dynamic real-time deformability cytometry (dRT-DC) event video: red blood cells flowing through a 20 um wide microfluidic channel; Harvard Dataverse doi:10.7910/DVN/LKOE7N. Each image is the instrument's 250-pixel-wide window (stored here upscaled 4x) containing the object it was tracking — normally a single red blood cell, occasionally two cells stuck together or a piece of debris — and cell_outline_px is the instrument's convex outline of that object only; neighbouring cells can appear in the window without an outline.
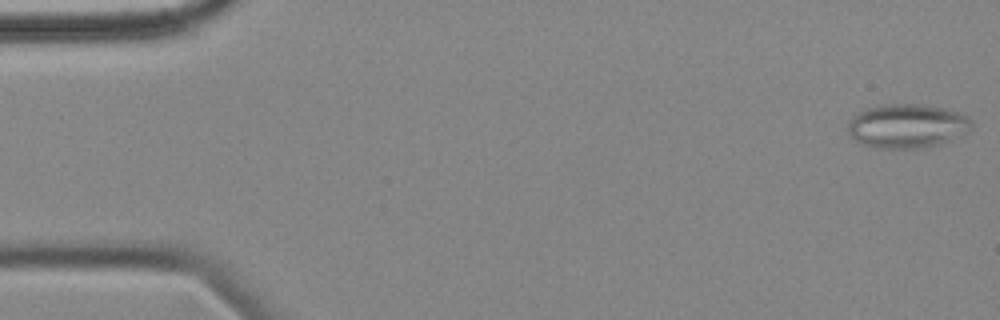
{"species": "common noctule bat (a hibernating species)", "species_latin": "Nyctalus noctula", "temperature_condition": "cold", "stored_images_in_passage": 3, "camera_frame_rate_fps": 3000, "um_per_image_px": 0.085, "animal": {"sex": "female", "body_mass_g": 18.4}, "frame": {"image": 1, "passage_image": 1, "time_ms": 0.0, "image_size_px": [1000, 320], "cell_outline_px": [[972, 128], [968, 132], [940, 144], [924, 148], [872, 148], [856, 140], [848, 132], [848, 124], [860, 112], [868, 108], [884, 104], [920, 104], [944, 108], [968, 116], [972, 120]], "centroid_in_image_um": [77.15, 10.72], "position_along_channel_um": 7.9, "area_um2": 31.56}}